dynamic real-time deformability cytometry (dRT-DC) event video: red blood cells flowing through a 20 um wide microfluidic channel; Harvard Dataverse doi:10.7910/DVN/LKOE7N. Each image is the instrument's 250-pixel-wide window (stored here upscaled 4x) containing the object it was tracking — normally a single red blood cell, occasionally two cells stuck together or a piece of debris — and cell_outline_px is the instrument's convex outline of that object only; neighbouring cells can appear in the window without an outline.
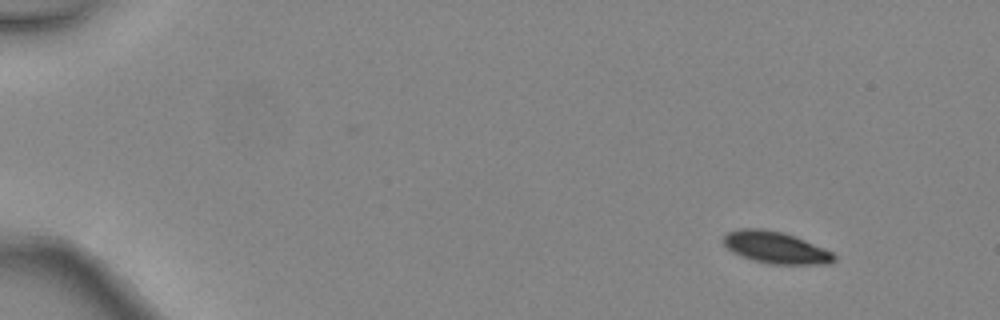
{"species": "common noctule bat (a hibernating species)", "species_latin": "Nyctalus noctula", "temperature_condition": "warm", "stored_images_in_passage": 4, "camera_frame_rate_fps": 3000, "um_per_image_px": 0.085, "animal": {"sex": "female", "body_mass_g": 24.6, "forearm_length_mm": 56.2}, "frame": {"image": 1, "passage_image": 1, "time_ms": 0.0, "image_size_px": [1000, 320], "cell_outline_px": [[836, 260], [832, 264], [768, 264], [752, 260], [740, 256], [732, 252], [720, 240], [728, 232], [740, 228], [764, 228], [784, 232], [796, 236], [824, 248], [832, 252], [836, 256]], "centroid_in_image_um": [65.93, 21.03], "position_along_channel_um": 19.1, "area_um2": 20.92}}
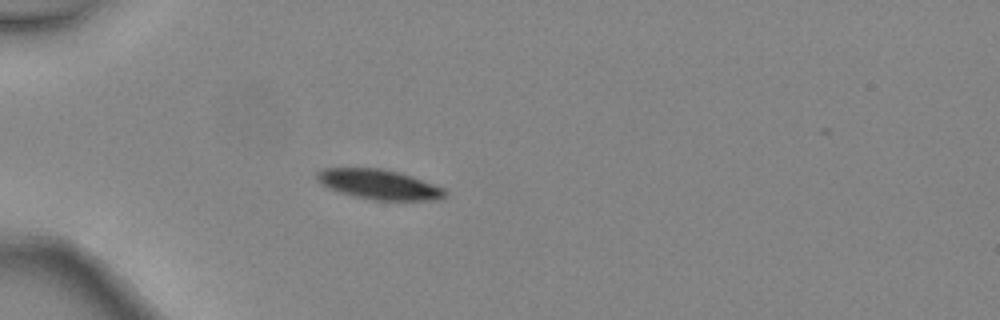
{"frame": {"image": 2, "passage_image": 4, "time_ms": 1.0, "image_size_px": [1000, 320], "cell_outline_px": [[448, 192], [444, 196], [436, 200], [372, 200], [340, 192], [328, 188], [320, 184], [316, 180], [316, 172], [324, 168], [380, 168], [400, 172], [412, 176], [444, 188]], "centroid_in_image_um": [32.19, 15.67], "position_along_channel_um": 52.8, "area_um2": 22.31}}